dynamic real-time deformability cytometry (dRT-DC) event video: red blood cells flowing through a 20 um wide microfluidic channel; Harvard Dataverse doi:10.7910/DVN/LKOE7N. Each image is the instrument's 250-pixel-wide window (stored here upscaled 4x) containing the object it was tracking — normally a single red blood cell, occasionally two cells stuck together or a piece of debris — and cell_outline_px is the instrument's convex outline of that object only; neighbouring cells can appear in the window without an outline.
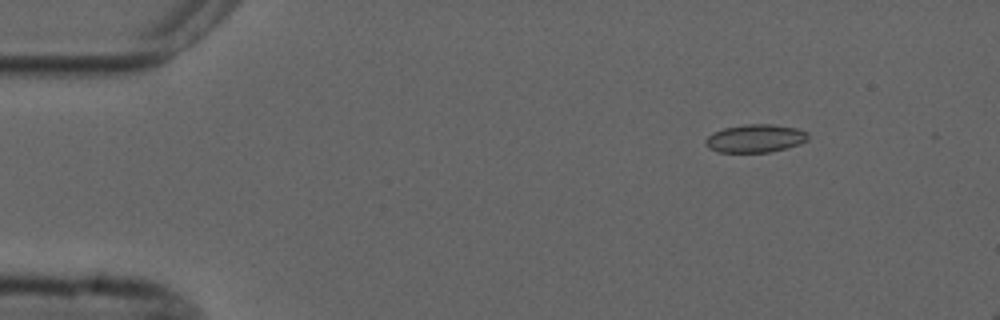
{"species": "common noctule bat (a hibernating species)", "species_latin": "Nyctalus noctula", "temperature_condition": "cold", "stored_images_in_passage": 4, "camera_frame_rate_fps": 3000, "um_per_image_px": 0.085, "animal": {"sex": "male", "forearm_length_mm": 52.5}, "frame": {"image": 1, "passage_image": 2, "time_ms": 2.0, "image_size_px": [1000, 320], "cell_outline_px": [[808, 140], [784, 148], [768, 152], [716, 152], [708, 148], [704, 144], [704, 140], [712, 132], [724, 128], [748, 124], [772, 124], [796, 128], [808, 132]], "centroid_in_image_um": [64.14, 11.76], "position_along_channel_um": 20.9, "area_um2": 16.7}}